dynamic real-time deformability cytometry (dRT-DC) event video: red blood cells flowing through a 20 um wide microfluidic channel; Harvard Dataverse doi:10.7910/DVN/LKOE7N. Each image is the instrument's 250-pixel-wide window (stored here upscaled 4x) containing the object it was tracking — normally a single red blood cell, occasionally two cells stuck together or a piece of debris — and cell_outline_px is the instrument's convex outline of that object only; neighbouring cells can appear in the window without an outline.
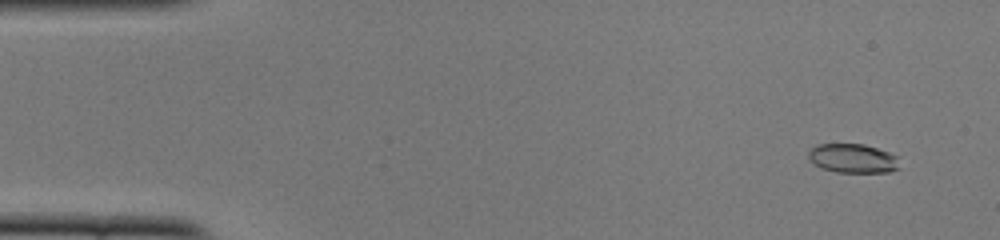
{"species": "common noctule bat (a hibernating species)", "species_latin": "Nyctalus noctula", "temperature_condition": "cold", "stored_images_in_passage": 52, "camera_frame_rate_fps": 3000, "um_per_image_px": 0.085, "animal": {"sex": "female", "body_mass_g": 22.0, "forearm_length_mm": 56.7}, "frame": {"image": 1, "passage_image": 4, "time_ms": 1.0, "image_size_px": [1000, 240], "cell_outline_px": [[900, 168], [888, 172], [836, 172], [820, 168], [808, 156], [808, 152], [816, 144], [864, 144], [888, 152], [896, 156]], "centroid_in_image_um": [72.49, 13.46], "position_along_channel_um": 12.5, "area_um2": 15.32}}
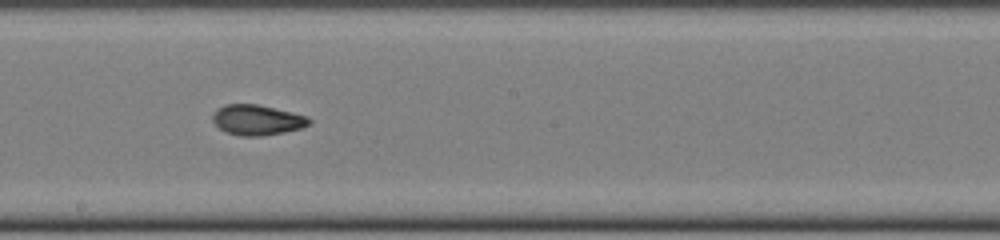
{"frame": {"image": 2, "passage_image": 29, "time_ms": 9.333, "image_size_px": [1000, 240], "cell_outline_px": [[312, 124], [304, 128], [284, 132], [260, 136], [240, 136], [224, 132], [212, 120], [212, 116], [216, 108], [224, 104], [256, 104], [292, 112], [308, 116], [312, 120]], "centroid_in_image_um": [21.88, 10.2], "position_along_channel_um": 226.3, "area_um2": 17.28}}
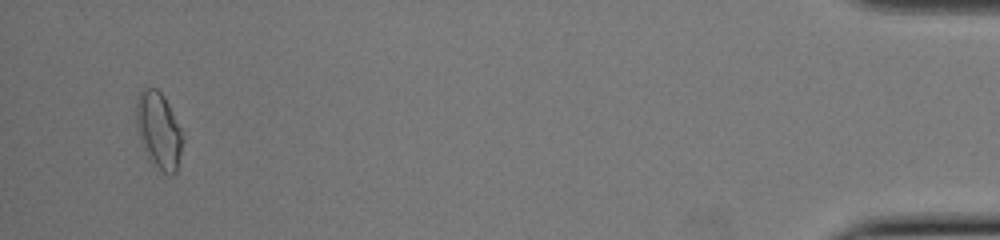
{"frame": {"image": 3, "passage_image": 50, "time_ms": 16.333, "image_size_px": [1000, 240], "cell_outline_px": [[184, 140], [176, 172], [172, 176], [168, 176], [152, 164], [148, 160], [136, 128], [136, 100], [140, 92], [144, 88], [156, 88], [164, 96], [184, 132]], "centroid_in_image_um": [13.51, 11.12], "position_along_channel_um": 421.7, "area_um2": 21.15}, "authors_computed_cell_mechanics": {"area_um2": 16.6753, "velocity_mm_per_s": 3.9136, "shape_relaxation_time_tau1_ms": 5.2102, "shape_relaxation_time_tau2_ms": 1.8082, "deformation_change_tau1": 0.1798, "deformation_change_tau2": 0.071}}